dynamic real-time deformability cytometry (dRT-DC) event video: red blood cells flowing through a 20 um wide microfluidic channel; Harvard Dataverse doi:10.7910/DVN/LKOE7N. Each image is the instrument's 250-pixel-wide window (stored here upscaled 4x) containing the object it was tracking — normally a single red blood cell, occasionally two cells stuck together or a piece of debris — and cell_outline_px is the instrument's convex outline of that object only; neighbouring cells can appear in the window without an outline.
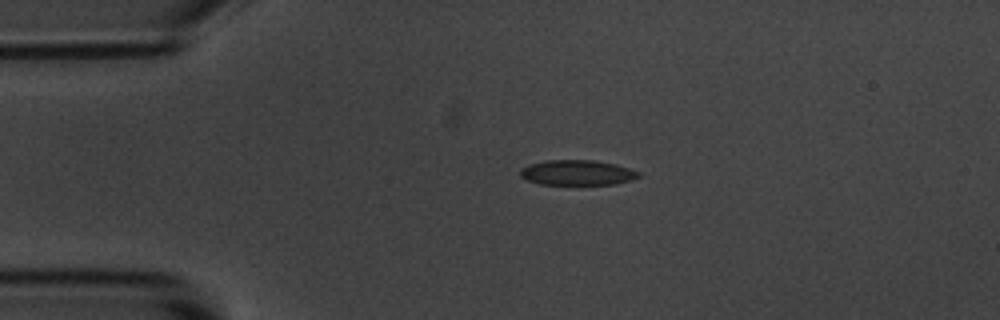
{"species": "common noctule bat (a hibernating species)", "species_latin": "Nyctalus noctula", "temperature_condition": "room temperature", "stored_images_in_passage": 2, "camera_frame_rate_fps": 3000, "um_per_image_px": 0.085, "animal": {"sex": "male", "body_mass_g": 20.1, "forearm_length_mm": 53.5}, "frame": {"image": 1, "passage_image": 1, "time_ms": 0.0, "image_size_px": [1000, 320], "cell_outline_px": [[640, 176], [632, 180], [616, 184], [580, 188], [540, 184], [528, 180], [520, 176], [520, 168], [528, 164], [548, 160], [596, 160], [616, 164], [640, 172]], "centroid_in_image_um": [49.07, 14.73], "position_along_channel_um": 35.9, "area_um2": 18.5}}